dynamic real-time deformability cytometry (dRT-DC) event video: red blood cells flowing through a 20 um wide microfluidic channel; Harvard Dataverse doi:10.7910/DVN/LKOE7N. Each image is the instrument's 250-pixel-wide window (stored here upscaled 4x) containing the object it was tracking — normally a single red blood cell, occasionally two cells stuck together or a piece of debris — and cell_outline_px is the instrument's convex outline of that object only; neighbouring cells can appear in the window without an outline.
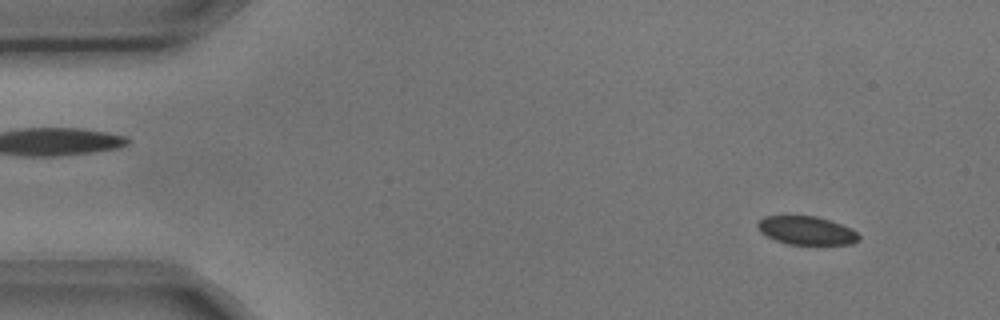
{"species": "common noctule bat (a hibernating species)", "species_latin": "Nyctalus noctula", "temperature_condition": "cold", "stored_images_in_passage": 4, "camera_frame_rate_fps": 3000, "um_per_image_px": 0.085, "animal": {"sex": "male", "body_mass_g": 17.9, "forearm_length_mm": 54.2}, "frame": {"image": 1, "passage_image": 1, "time_ms": 0.0, "image_size_px": [1000, 320], "cell_outline_px": [[860, 240], [852, 244], [788, 244], [776, 240], [760, 232], [756, 224], [764, 216], [816, 216], [852, 228], [860, 236]], "centroid_in_image_um": [68.56, 19.59], "position_along_channel_um": 16.4, "area_um2": 16.65}}
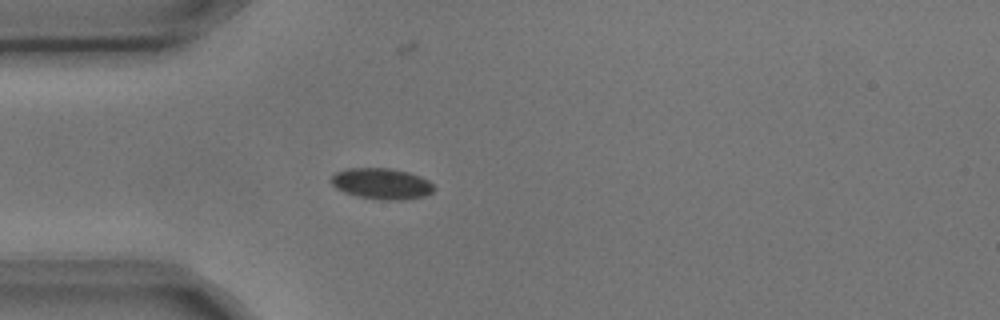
{"frame": {"image": 2, "passage_image": 3, "time_ms": 0.667, "image_size_px": [1000, 320], "cell_outline_px": [[436, 188], [432, 192], [424, 196], [400, 200], [384, 200], [356, 196], [344, 192], [336, 188], [332, 184], [332, 176], [336, 172], [348, 168], [388, 168], [408, 172], [420, 176], [428, 180]], "centroid_in_image_um": [32.45, 15.61], "position_along_channel_um": 52.6, "area_um2": 18.5}}